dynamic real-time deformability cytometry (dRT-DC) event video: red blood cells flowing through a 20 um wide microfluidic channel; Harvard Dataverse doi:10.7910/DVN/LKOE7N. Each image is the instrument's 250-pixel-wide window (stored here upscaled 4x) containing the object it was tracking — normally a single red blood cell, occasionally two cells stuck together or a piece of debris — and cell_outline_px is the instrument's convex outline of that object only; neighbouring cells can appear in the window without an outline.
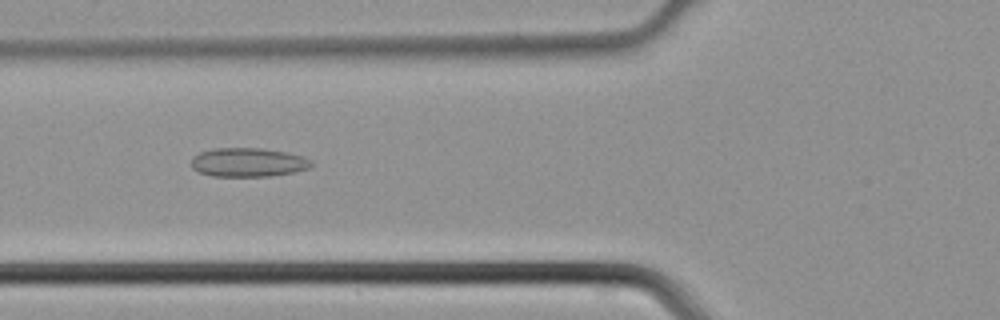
{"species": "common noctule bat (a hibernating species)", "species_latin": "Nyctalus noctula", "temperature_condition": "cold", "stored_images_in_passage": 45, "camera_frame_rate_fps": 3000, "um_per_image_px": 0.085, "animal": {"sex": "male", "body_mass_g": 21.5, "forearm_length_mm": 52.0}, "frame": {"image": 1, "passage_image": 17, "time_ms": 5.333, "image_size_px": [1000, 320], "cell_outline_px": [[312, 164], [308, 168], [296, 172], [272, 176], [212, 176], [200, 172], [192, 168], [192, 156], [200, 152], [212, 148], [260, 148], [284, 152], [304, 156], [312, 160]], "centroid_in_image_um": [21.09, 13.8], "position_along_channel_um": 104.7, "area_um2": 20.29}}
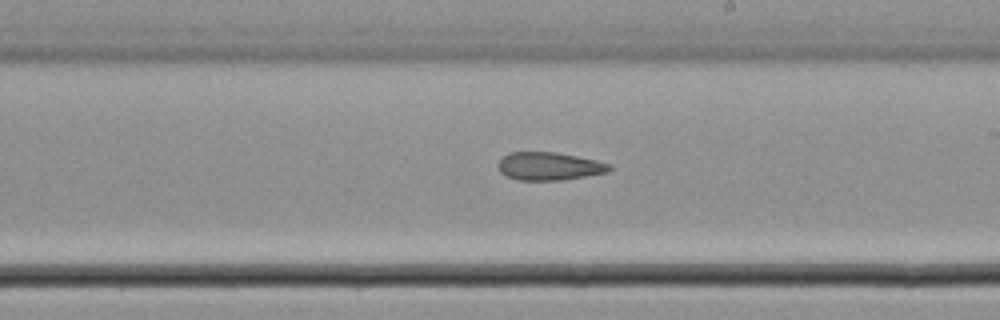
{"frame": {"image": 2, "passage_image": 26, "time_ms": 8.333, "image_size_px": [1000, 320], "cell_outline_px": [[612, 168], [608, 172], [564, 180], [516, 180], [504, 176], [500, 172], [496, 164], [508, 152], [556, 152], [596, 160], [612, 164]], "centroid_in_image_um": [46.66, 14.13], "position_along_channel_um": 242.3, "area_um2": 18.38}}
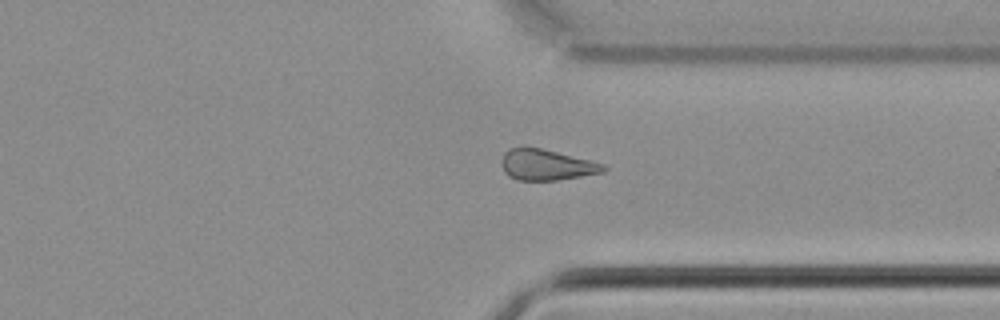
{"frame": {"image": 3, "passage_image": 34, "time_ms": 11.0, "image_size_px": [1000, 320], "cell_outline_px": [[608, 168], [604, 172], [556, 180], [516, 180], [508, 176], [504, 172], [504, 152], [508, 148], [524, 144], [592, 160], [604, 164]], "centroid_in_image_um": [46.45, 13.98], "position_along_channel_um": 364.9, "area_um2": 18.55}}